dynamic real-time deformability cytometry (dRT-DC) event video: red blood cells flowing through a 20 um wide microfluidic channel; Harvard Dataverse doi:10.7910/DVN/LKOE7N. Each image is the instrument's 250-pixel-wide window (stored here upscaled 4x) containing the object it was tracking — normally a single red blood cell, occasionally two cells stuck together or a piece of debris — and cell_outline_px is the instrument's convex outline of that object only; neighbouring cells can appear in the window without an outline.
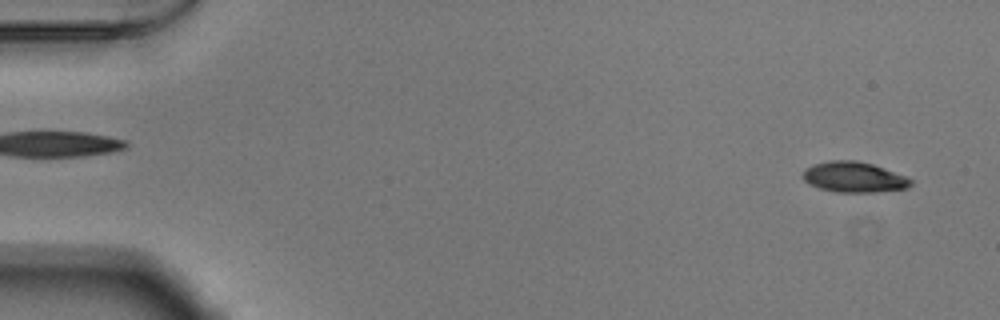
{"species": "Egyptian fruit bat (a non-hibernating species)", "species_latin": "Rousettus aegyptiacus", "temperature_condition": "warm", "stored_images_in_passage": 53, "camera_frame_rate_fps": 3000, "um_per_image_px": 0.085, "animal": {"sex": "male"}, "frame": {"image": 1, "passage_image": 3, "time_ms": 0.667, "image_size_px": [1000, 320], "cell_outline_px": [[912, 184], [908, 188], [872, 192], [836, 192], [820, 188], [804, 180], [804, 168], [812, 164], [828, 160], [856, 160], [872, 164], [884, 168], [904, 176], [912, 180]], "centroid_in_image_um": [72.57, 15.04], "position_along_channel_um": 12.4, "area_um2": 19.02}}
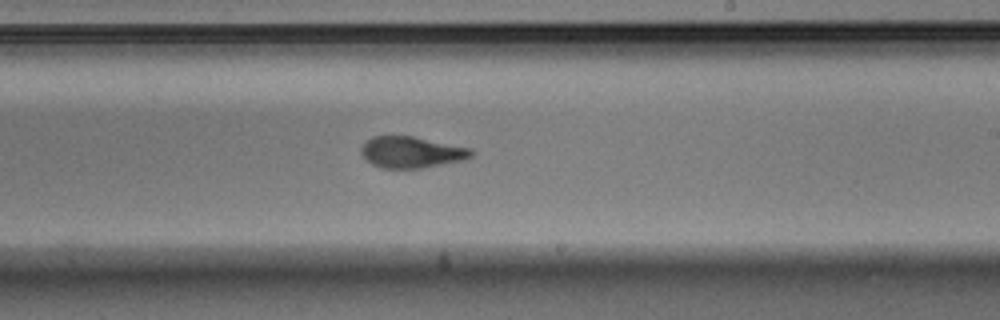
{"frame": {"image": 2, "passage_image": 32, "time_ms": 10.333, "image_size_px": [1000, 320], "cell_outline_px": [[476, 152], [472, 156], [464, 160], [420, 168], [380, 168], [372, 164], [360, 152], [360, 148], [372, 136], [412, 136], [472, 148]], "centroid_in_image_um": [35.01, 12.93], "position_along_channel_um": 254.0, "area_um2": 20.06}}
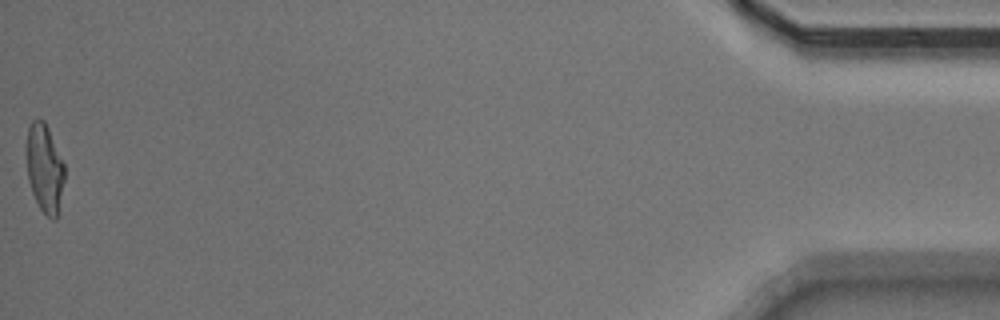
{"frame": {"image": 3, "passage_image": 53, "time_ms": 17.333, "image_size_px": [1000, 320], "cell_outline_px": [[64, 180], [56, 220], [52, 220], [40, 208], [32, 192], [28, 180], [28, 128], [32, 120], [36, 116], [44, 120], [48, 128], [64, 164]], "centroid_in_image_um": [3.8, 14.28], "position_along_channel_um": 431.4, "area_um2": 19.13}, "authors_computed_cell_mechanics": {"area_um2": 20.4612, "velocity_mm_per_s": 3.8601, "shape_relaxation_time_tau1_ms": 5.0154, "shape_relaxation_time_tau2_ms": 1.5607, "deformation_change_tau1": 0.1888, "deformation_change_tau2": 0.0731}}